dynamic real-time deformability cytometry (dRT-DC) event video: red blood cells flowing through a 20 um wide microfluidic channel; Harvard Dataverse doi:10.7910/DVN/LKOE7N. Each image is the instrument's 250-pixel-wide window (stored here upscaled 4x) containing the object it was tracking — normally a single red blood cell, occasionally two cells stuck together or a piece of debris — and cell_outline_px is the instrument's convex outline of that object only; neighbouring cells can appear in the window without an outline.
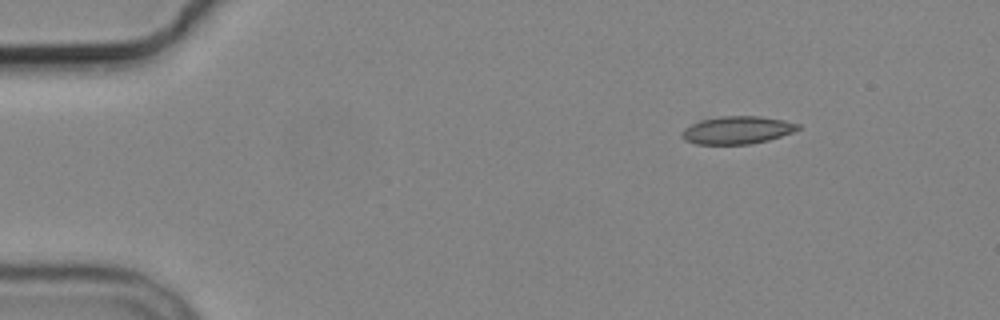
{"species": "common noctule bat (a hibernating species)", "species_latin": "Nyctalus noctula", "temperature_condition": "cold", "stored_images_in_passage": 4, "camera_frame_rate_fps": 3000, "um_per_image_px": 0.085, "animal": {"sex": "male", "body_mass_g": 19.2, "forearm_length_mm": 51.8}, "frame": {"image": 1, "passage_image": 1, "time_ms": 0.0, "image_size_px": [1000, 320], "cell_outline_px": [[800, 128], [792, 132], [768, 140], [752, 144], [696, 144], [684, 140], [680, 136], [680, 132], [684, 128], [700, 120], [720, 116], [760, 116], [784, 120], [800, 124]], "centroid_in_image_um": [62.63, 11.06], "position_along_channel_um": 22.4, "area_um2": 18.84}}
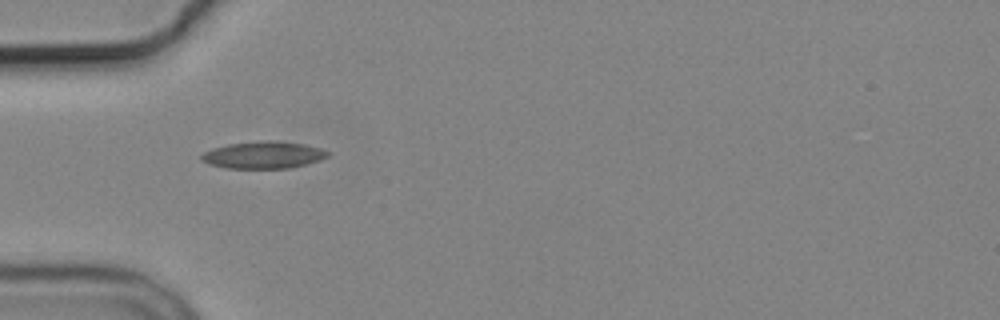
{"frame": {"image": 2, "passage_image": 3, "time_ms": 3.333, "image_size_px": [1000, 320], "cell_outline_px": [[328, 156], [320, 160], [288, 168], [224, 168], [208, 164], [200, 160], [200, 156], [204, 152], [212, 148], [228, 144], [260, 140], [280, 140], [304, 144], [320, 148], [328, 152]], "centroid_in_image_um": [22.34, 13.16], "position_along_channel_um": 62.7, "area_um2": 20.06}}
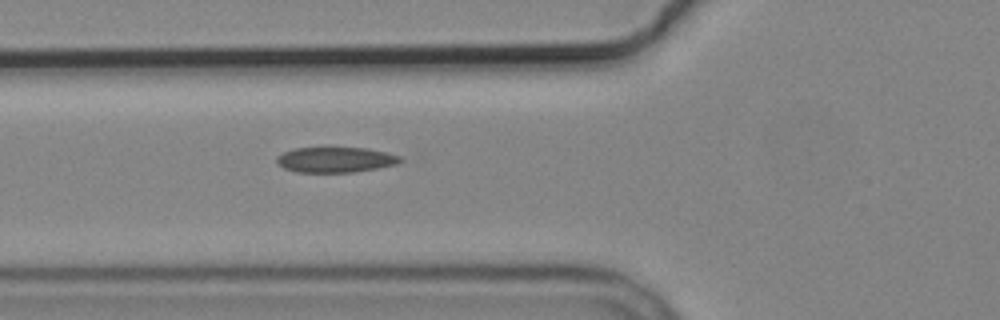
{"frame": {"image": 3, "passage_image": 4, "time_ms": 4.333, "image_size_px": [1000, 320], "cell_outline_px": [[404, 160], [400, 164], [380, 168], [352, 172], [296, 172], [284, 168], [276, 164], [276, 156], [292, 148], [368, 148], [388, 152], [400, 156]], "centroid_in_image_um": [28.55, 13.58], "position_along_channel_um": 97.2, "area_um2": 18.55}}